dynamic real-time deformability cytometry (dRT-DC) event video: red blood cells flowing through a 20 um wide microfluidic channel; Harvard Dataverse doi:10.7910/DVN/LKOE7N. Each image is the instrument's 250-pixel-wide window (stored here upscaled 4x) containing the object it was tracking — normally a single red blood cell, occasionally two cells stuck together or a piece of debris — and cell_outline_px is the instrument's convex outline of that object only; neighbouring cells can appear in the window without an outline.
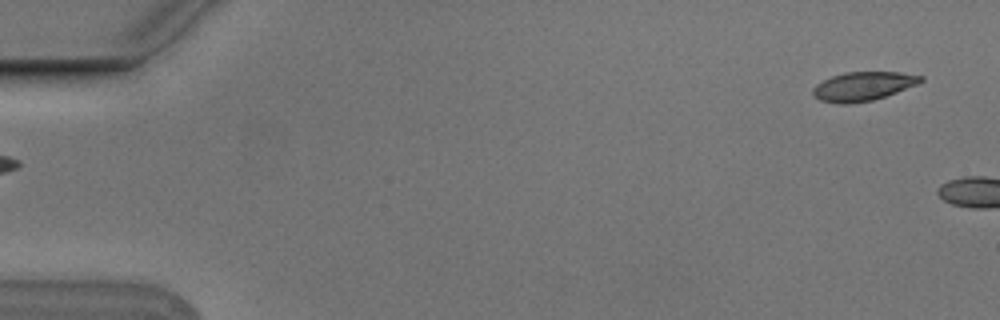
{"species": "Egyptian fruit bat (a non-hibernating species)", "species_latin": "Rousettus aegyptiacus", "temperature_condition": "cold", "stored_images_in_passage": 5, "camera_frame_rate_fps": 3000, "um_per_image_px": 0.085, "animal": {"sex": "male"}, "frame": {"image": 1, "passage_image": 5, "time_ms": 1.333, "image_size_px": [1000, 320], "cell_outline_px": [[924, 80], [920, 84], [872, 100], [848, 104], [836, 104], [820, 100], [812, 96], [812, 88], [816, 84], [832, 76], [844, 72], [900, 72], [924, 76]], "centroid_in_image_um": [73.36, 7.33], "position_along_channel_um": 11.6, "area_um2": 18.32}}